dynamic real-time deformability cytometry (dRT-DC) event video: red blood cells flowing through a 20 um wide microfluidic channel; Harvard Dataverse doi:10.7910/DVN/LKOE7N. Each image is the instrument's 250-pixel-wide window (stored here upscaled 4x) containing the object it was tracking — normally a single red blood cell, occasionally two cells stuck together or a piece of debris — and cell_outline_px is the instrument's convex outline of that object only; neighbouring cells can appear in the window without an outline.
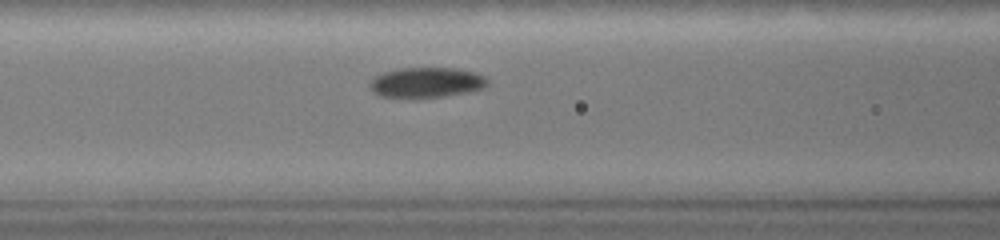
{"species": "common noctule bat (a hibernating species)", "species_latin": "Nyctalus noctula", "temperature_condition": "warm", "stored_images_in_passage": 31, "camera_frame_rate_fps": 3000, "um_per_image_px": 0.085, "animal": {"sex": "female", "body_mass_g": 19.0, "forearm_length_mm": 51.5}, "frame": {"image": 1, "passage_image": 9, "time_ms": 2.667, "image_size_px": [1000, 240], "cell_outline_px": [[488, 84], [484, 88], [468, 92], [444, 96], [412, 100], [380, 96], [368, 84], [376, 76], [384, 72], [400, 68], [456, 68], [476, 72], [484, 76], [488, 80]], "centroid_in_image_um": [36.26, 7.04], "position_along_channel_um": 130.3, "area_um2": 21.15}}
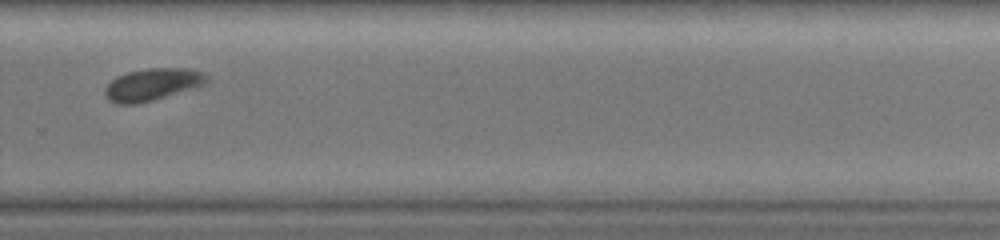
{"frame": {"image": 2, "passage_image": 22, "time_ms": 7.0, "image_size_px": [1000, 240], "cell_outline_px": [[208, 84], [196, 88], [152, 100], [136, 104], [116, 104], [108, 100], [104, 96], [104, 88], [116, 76], [128, 72], [148, 68], [188, 68], [204, 72], [208, 76]], "centroid_in_image_um": [12.98, 7.18], "position_along_channel_um": 316.8, "area_um2": 19.36}}
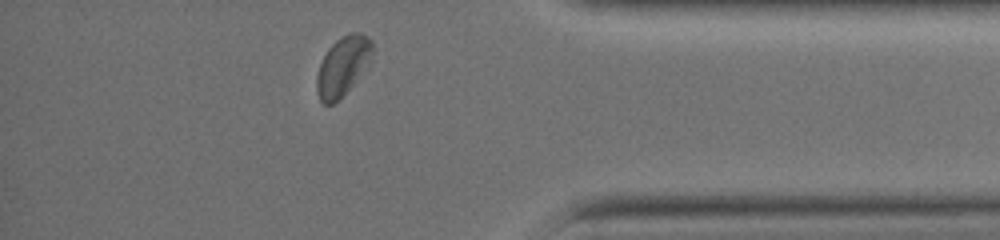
{"frame": {"image": 3, "passage_image": 29, "time_ms": 9.333, "image_size_px": [1000, 240], "cell_outline_px": [[372, 52], [352, 84], [332, 104], [324, 104], [320, 100], [316, 92], [316, 76], [320, 64], [328, 48], [340, 36], [352, 32], [360, 32], [368, 36], [372, 40]], "centroid_in_image_um": [29.07, 5.57], "position_along_channel_um": 406.1, "area_um2": 18.38}, "authors_computed_cell_mechanics": {"area_um2": 20.2878, "velocity_mm_per_s": 4.3109, "shape_relaxation_time_tau1_ms": 3.3969, "shape_relaxation_time_tau2_ms": 1.8217, "deformation_change_tau1": 0.0908, "deformation_change_tau2": 0.0277}}